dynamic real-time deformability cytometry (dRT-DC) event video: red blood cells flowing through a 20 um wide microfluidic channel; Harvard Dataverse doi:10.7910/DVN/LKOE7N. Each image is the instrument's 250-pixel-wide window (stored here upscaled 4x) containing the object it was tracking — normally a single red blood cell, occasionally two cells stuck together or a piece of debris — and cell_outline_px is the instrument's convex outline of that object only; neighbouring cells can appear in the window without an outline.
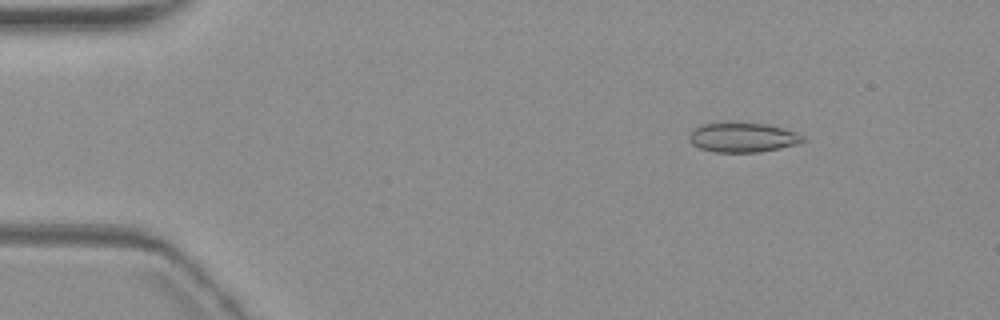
{"species": "common noctule bat (a hibernating species)", "species_latin": "Nyctalus noctula", "temperature_condition": "warm", "stored_images_in_passage": 4, "camera_frame_rate_fps": 3000, "um_per_image_px": 0.085, "animal": {"sex": "female", "body_mass_g": 19.3, "forearm_length_mm": 54.1}, "frame": {"image": 1, "passage_image": 1, "time_ms": 0.0, "image_size_px": [1000, 320], "cell_outline_px": [[808, 140], [796, 144], [780, 148], [756, 152], [716, 152], [700, 148], [692, 144], [688, 140], [688, 132], [704, 124], [728, 120], [768, 124], [796, 132], [804, 136]], "centroid_in_image_um": [63.11, 11.64], "position_along_channel_um": 21.9, "area_um2": 20.17}}